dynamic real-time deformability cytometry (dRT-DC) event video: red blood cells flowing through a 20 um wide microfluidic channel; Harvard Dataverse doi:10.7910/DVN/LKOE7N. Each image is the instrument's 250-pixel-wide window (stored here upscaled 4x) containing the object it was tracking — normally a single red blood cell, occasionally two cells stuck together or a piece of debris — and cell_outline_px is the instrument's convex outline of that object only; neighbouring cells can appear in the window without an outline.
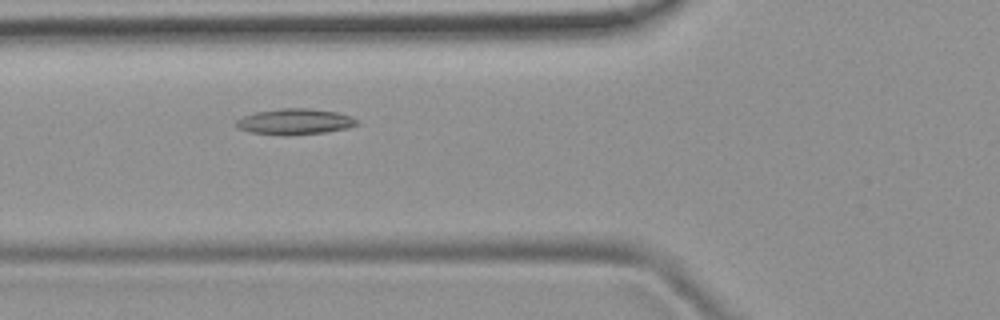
{"species": "common noctule bat (a hibernating species)", "species_latin": "Nyctalus noctula", "temperature_condition": "room temperature", "stored_images_in_passage": 47, "camera_frame_rate_fps": 3000, "um_per_image_px": 0.085, "animal": {"sex": "female", "body_mass_g": 19.9}, "frame": {"image": 1, "passage_image": 15, "time_ms": 4.667, "image_size_px": [1000, 320], "cell_outline_px": [[360, 124], [348, 128], [324, 132], [288, 136], [280, 136], [252, 132], [240, 128], [236, 124], [236, 120], [244, 116], [256, 112], [280, 108], [308, 108], [336, 112], [352, 116], [360, 120]], "centroid_in_image_um": [25.12, 10.34], "position_along_channel_um": 100.7, "area_um2": 18.32}}
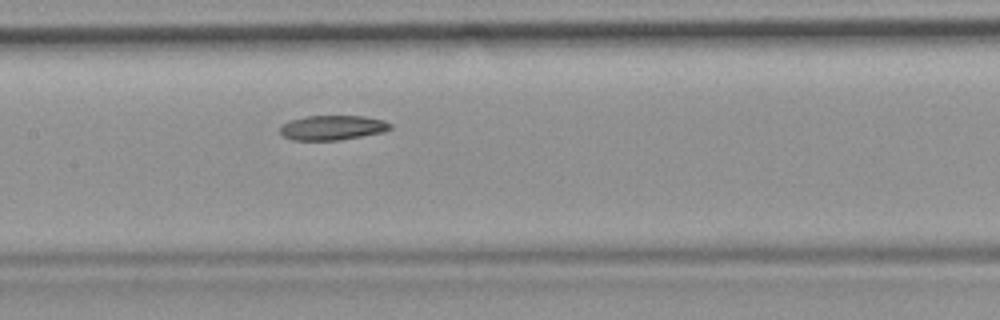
{"frame": {"image": 2, "passage_image": 21, "time_ms": 6.667, "image_size_px": [1000, 320], "cell_outline_px": [[392, 128], [384, 132], [340, 140], [292, 140], [284, 136], [280, 132], [280, 124], [288, 120], [304, 116], [364, 116], [384, 120], [392, 124]], "centroid_in_image_um": [28.24, 10.84], "position_along_channel_um": 179.2, "area_um2": 16.07}}
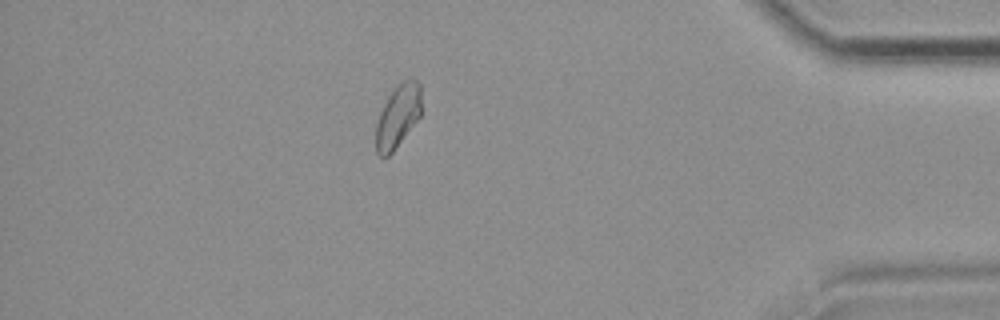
{"frame": {"image": 3, "passage_image": 41, "time_ms": 13.333, "image_size_px": [1000, 320], "cell_outline_px": [[420, 116], [392, 152], [388, 156], [380, 156], [376, 152], [376, 124], [380, 112], [392, 88], [396, 84], [408, 76], [412, 76], [420, 84]], "centroid_in_image_um": [33.81, 9.8], "position_along_channel_um": 401.4, "area_um2": 16.7}}